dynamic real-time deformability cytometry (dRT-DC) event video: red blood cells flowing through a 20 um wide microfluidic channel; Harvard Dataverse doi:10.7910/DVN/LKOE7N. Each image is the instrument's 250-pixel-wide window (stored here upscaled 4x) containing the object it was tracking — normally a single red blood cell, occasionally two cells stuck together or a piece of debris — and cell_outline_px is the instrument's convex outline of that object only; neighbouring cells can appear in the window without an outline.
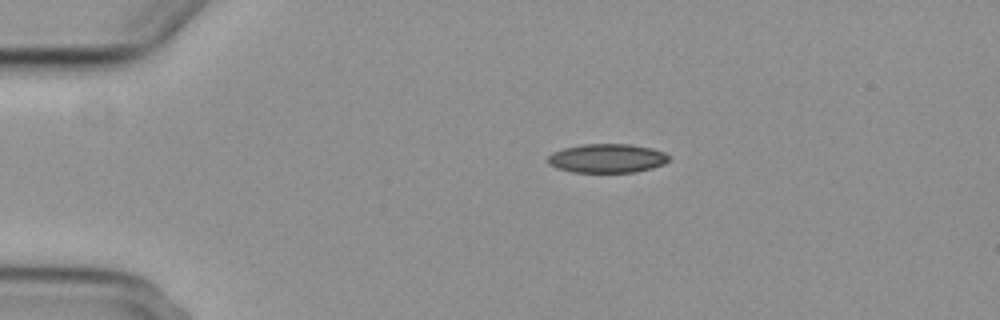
{"species": "common noctule bat (a hibernating species)", "species_latin": "Nyctalus noctula", "temperature_condition": "cold", "stored_images_in_passage": 6, "camera_frame_rate_fps": 3000, "um_per_image_px": 0.085, "animal": {"sex": "female", "body_mass_g": 29.2, "forearm_length_mm": 56.3}, "frame": {"image": 1, "passage_image": 2, "time_ms": 1.333, "image_size_px": [1000, 320], "cell_outline_px": [[672, 156], [664, 164], [652, 168], [636, 172], [572, 172], [556, 168], [548, 164], [548, 156], [552, 152], [564, 148], [584, 144], [632, 144], [652, 148], [664, 152]], "centroid_in_image_um": [51.62, 13.45], "position_along_channel_um": 33.4, "area_um2": 20.58}}
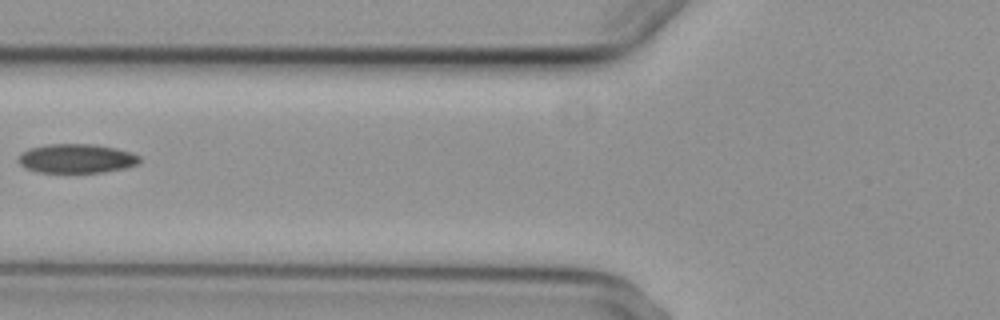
{"frame": {"image": 2, "passage_image": 5, "time_ms": 5.0, "image_size_px": [1000, 320], "cell_outline_px": [[140, 160], [136, 164], [124, 168], [100, 172], [36, 172], [24, 168], [16, 160], [20, 152], [28, 148], [44, 144], [96, 144], [116, 148], [132, 152], [140, 156]], "centroid_in_image_um": [6.44, 13.46], "position_along_channel_um": 119.4, "area_um2": 20.81}}
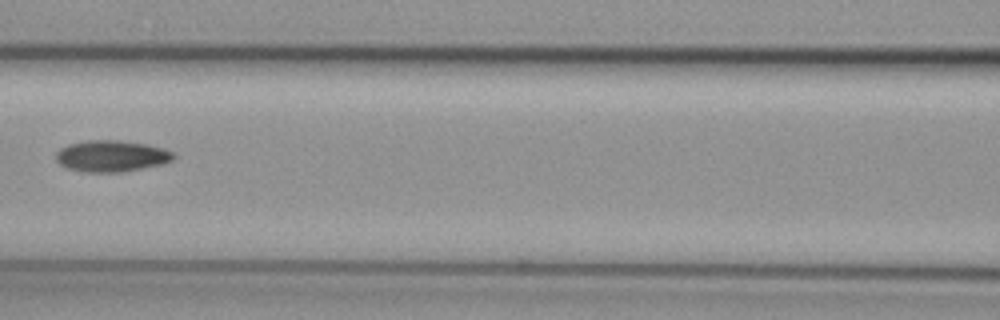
{"frame": {"image": 3, "passage_image": 6, "time_ms": 6.0, "image_size_px": [1000, 320], "cell_outline_px": [[176, 156], [172, 160], [164, 164], [124, 172], [84, 172], [64, 168], [56, 160], [56, 152], [60, 148], [68, 144], [88, 140], [120, 140], [148, 144], [164, 148], [172, 152]], "centroid_in_image_um": [9.48, 13.27], "position_along_channel_um": 157.1, "area_um2": 21.85}}